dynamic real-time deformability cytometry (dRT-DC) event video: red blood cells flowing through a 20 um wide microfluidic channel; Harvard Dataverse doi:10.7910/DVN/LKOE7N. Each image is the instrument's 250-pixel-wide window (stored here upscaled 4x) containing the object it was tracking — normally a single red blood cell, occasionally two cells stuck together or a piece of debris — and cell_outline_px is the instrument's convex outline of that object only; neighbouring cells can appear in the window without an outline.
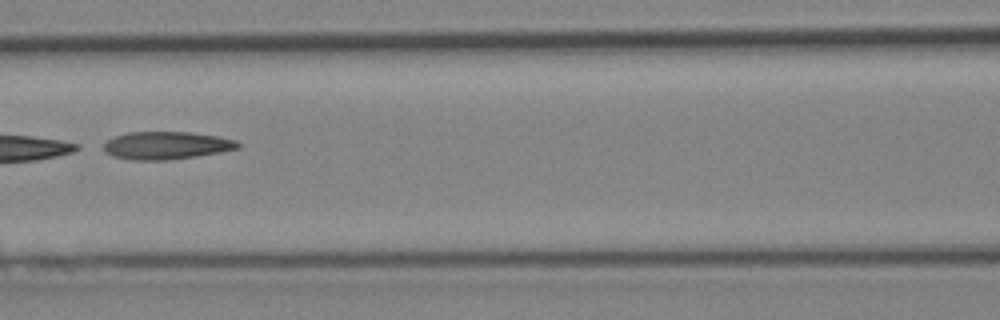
{"species": "Egyptian fruit bat (a non-hibernating species)", "species_latin": "Rousettus aegyptiacus", "temperature_condition": "cold", "stored_images_in_passage": 5, "camera_frame_rate_fps": 3000, "um_per_image_px": 0.085, "animal": {"sex": "female"}, "frame": {"image": 1, "passage_image": 4, "time_ms": 3.333, "image_size_px": [1000, 320], "cell_outline_px": [[240, 148], [220, 152], [196, 156], [168, 160], [132, 160], [112, 156], [104, 152], [104, 144], [108, 140], [116, 136], [128, 132], [188, 132], [216, 136], [236, 140], [240, 144]], "centroid_in_image_um": [14.13, 12.37], "position_along_channel_um": 152.5, "area_um2": 21.62}}
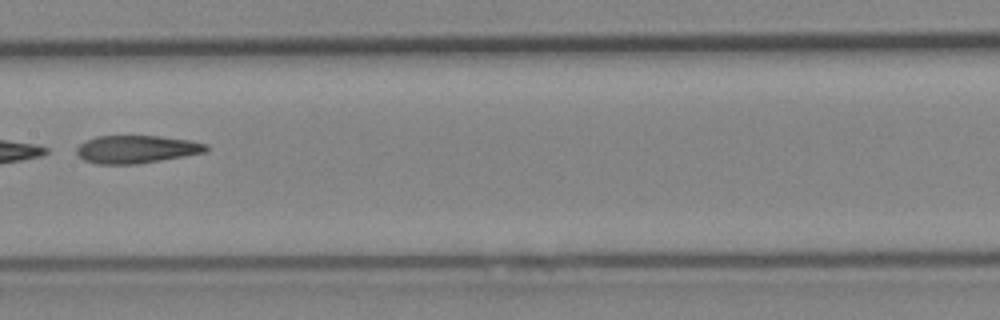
{"frame": {"image": 2, "passage_image": 5, "time_ms": 4.333, "image_size_px": [1000, 320], "cell_outline_px": [[208, 148], [204, 152], [184, 156], [136, 164], [96, 164], [84, 160], [76, 156], [76, 148], [84, 140], [96, 136], [160, 136], [188, 140], [208, 144]], "centroid_in_image_um": [11.53, 12.68], "position_along_channel_um": 195.9, "area_um2": 21.04}}